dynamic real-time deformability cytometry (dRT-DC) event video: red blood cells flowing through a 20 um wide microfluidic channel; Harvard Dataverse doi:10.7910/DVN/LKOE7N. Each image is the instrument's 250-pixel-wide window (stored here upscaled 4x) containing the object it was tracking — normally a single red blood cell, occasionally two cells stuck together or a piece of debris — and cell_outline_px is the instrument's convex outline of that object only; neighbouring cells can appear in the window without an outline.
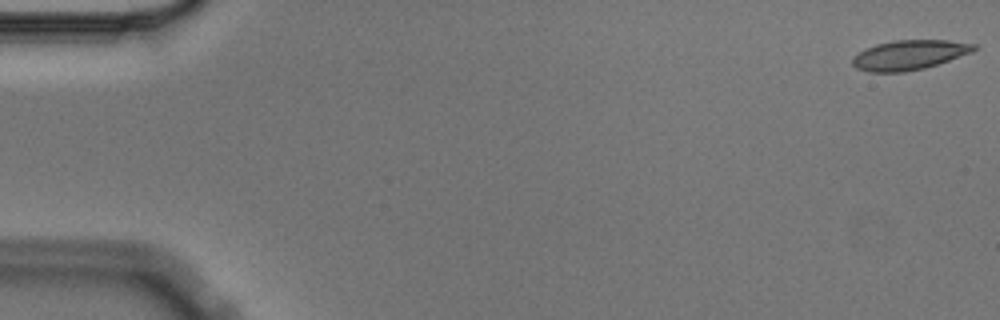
{"species": "Egyptian fruit bat (a non-hibernating species)", "species_latin": "Rousettus aegyptiacus", "temperature_condition": "cold", "stored_images_in_passage": 5, "camera_frame_rate_fps": 3000, "um_per_image_px": 0.085, "animal": {"sex": "male"}, "frame": {"image": 1, "passage_image": 1, "time_ms": 0.0, "image_size_px": [1000, 320], "cell_outline_px": [[980, 48], [972, 52], [924, 68], [904, 72], [868, 72], [856, 68], [852, 64], [852, 60], [864, 48], [876, 44], [892, 40], [948, 40], [976, 44]], "centroid_in_image_um": [77.3, 4.66], "position_along_channel_um": 7.7, "area_um2": 20.98}}